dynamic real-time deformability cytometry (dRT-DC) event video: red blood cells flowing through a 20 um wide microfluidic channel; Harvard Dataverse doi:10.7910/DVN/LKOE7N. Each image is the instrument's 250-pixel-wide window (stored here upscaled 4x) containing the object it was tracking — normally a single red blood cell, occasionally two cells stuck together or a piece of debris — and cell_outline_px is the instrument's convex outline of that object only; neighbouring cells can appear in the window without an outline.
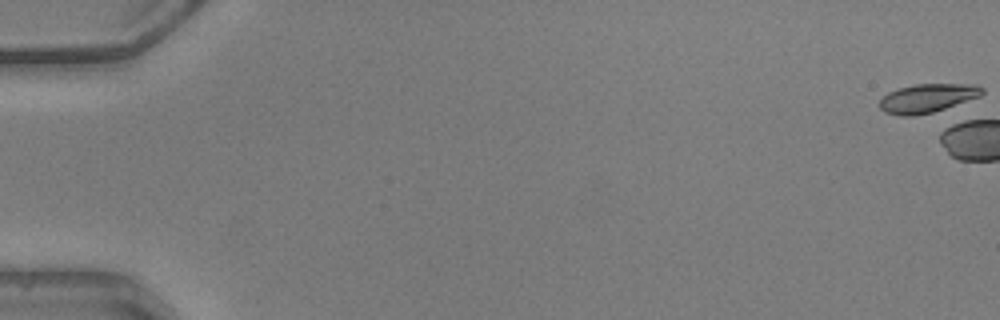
{"species": "common noctule bat (a hibernating species)", "species_latin": "Nyctalus noctula", "temperature_condition": "warm", "stored_images_in_passage": 4, "camera_frame_rate_fps": 3000, "um_per_image_px": 0.085, "animal": {"sex": "male", "body_mass_g": 20.5, "forearm_length_mm": 52.5}, "frame": {"image": 1, "passage_image": 1, "time_ms": 0.0, "image_size_px": [1000, 320], "cell_outline_px": [[984, 92], [980, 96], [932, 112], [912, 116], [900, 116], [884, 112], [880, 108], [880, 100], [888, 92], [900, 88], [916, 84], [976, 84], [984, 88]], "centroid_in_image_um": [78.82, 8.34], "position_along_channel_um": 6.2, "area_um2": 16.99}}